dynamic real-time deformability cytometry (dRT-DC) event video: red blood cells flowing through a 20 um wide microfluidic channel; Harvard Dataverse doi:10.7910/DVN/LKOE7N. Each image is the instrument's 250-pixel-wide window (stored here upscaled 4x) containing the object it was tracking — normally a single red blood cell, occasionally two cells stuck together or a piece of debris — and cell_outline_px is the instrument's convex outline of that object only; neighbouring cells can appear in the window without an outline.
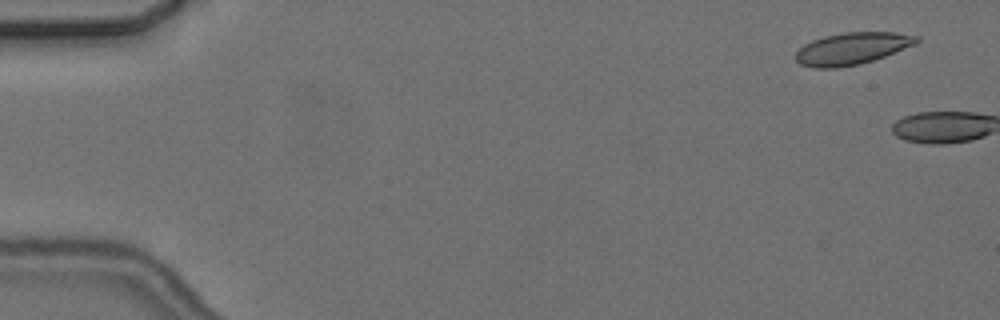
{"species": "common noctule bat (a hibernating species)", "species_latin": "Nyctalus noctula", "temperature_condition": "cold", "stored_images_in_passage": 2, "camera_frame_rate_fps": 3000, "um_per_image_px": 0.085, "animal": {"sex": "female", "body_mass_g": 24.6, "forearm_length_mm": 56.2}, "frame": {"image": 1, "passage_image": 1, "time_ms": 0.0, "image_size_px": [1000, 320], "cell_outline_px": [[920, 40], [916, 44], [884, 56], [860, 64], [840, 68], [812, 68], [800, 64], [796, 60], [796, 52], [804, 44], [812, 40], [824, 36], [844, 32], [896, 32], [920, 36]], "centroid_in_image_um": [72.42, 4.12], "position_along_channel_um": 12.6, "area_um2": 22.66}}